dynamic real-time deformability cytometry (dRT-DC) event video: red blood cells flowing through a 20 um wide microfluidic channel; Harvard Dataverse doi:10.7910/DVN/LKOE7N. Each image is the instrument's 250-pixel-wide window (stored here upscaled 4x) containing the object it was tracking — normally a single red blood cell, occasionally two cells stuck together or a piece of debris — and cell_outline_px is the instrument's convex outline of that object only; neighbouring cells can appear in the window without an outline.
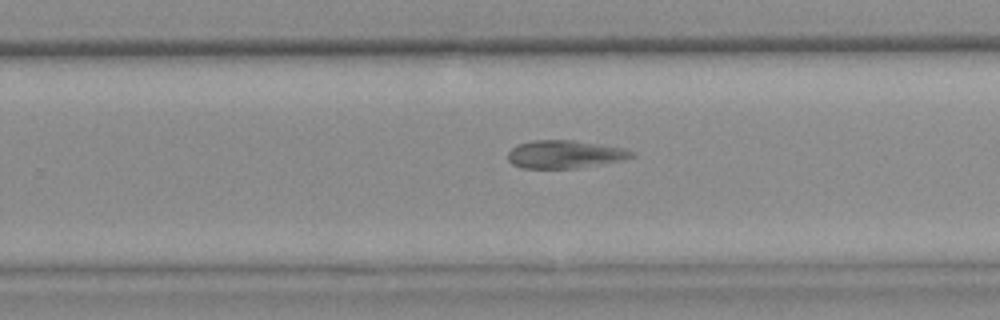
{"species": "common noctule bat (a hibernating species)", "species_latin": "Nyctalus noctula", "temperature_condition": "warm", "stored_images_in_passage": 49, "camera_frame_rate_fps": 3000, "um_per_image_px": 0.085, "animal": {"sex": "female", "body_mass_g": 25.1}, "frame": {"image": 1, "passage_image": 35, "time_ms": 11.333, "image_size_px": [1000, 320], "cell_outline_px": [[636, 156], [624, 160], [576, 168], [524, 168], [512, 164], [508, 160], [508, 152], [516, 144], [536, 140], [572, 140], [600, 144], [624, 148], [636, 152]], "centroid_in_image_um": [48.04, 13.11], "position_along_channel_um": 281.8, "area_um2": 20.23}, "authors_computed_cell_mechanics": {"area_um2": 21.2704, "velocity_mm_per_s": 3.7244, "shape_relaxation_time_tau1_ms": null, "shape_relaxation_time_tau2_ms": 5.6277, "deformation_change_tau1": null, "deformation_change_tau2": 0.118}}